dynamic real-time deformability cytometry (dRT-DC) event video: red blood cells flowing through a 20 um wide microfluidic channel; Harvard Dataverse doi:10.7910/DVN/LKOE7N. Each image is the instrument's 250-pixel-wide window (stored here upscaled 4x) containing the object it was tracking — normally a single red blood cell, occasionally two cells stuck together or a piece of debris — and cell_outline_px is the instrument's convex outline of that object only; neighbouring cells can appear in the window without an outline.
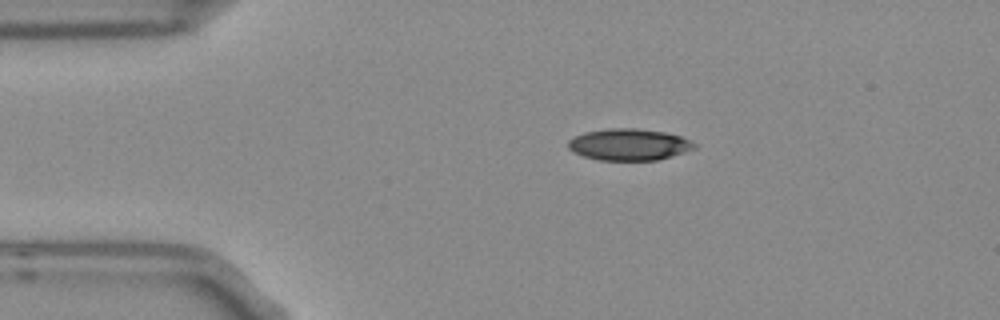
{"species": "Egyptian fruit bat (a non-hibernating species)", "species_latin": "Rousettus aegyptiacus", "temperature_condition": "room temperature", "stored_images_in_passage": 2, "camera_frame_rate_fps": 3000, "um_per_image_px": 0.085, "frame": {"image": 1, "passage_image": 1, "time_ms": 0.0, "image_size_px": [1000, 320], "cell_outline_px": [[696, 148], [672, 156], [656, 160], [600, 160], [584, 156], [568, 148], [568, 140], [572, 136], [584, 132], [608, 128], [636, 128], [664, 132], [680, 136], [696, 144]], "centroid_in_image_um": [53.44, 12.28], "position_along_channel_um": 31.6, "area_um2": 23.18}}